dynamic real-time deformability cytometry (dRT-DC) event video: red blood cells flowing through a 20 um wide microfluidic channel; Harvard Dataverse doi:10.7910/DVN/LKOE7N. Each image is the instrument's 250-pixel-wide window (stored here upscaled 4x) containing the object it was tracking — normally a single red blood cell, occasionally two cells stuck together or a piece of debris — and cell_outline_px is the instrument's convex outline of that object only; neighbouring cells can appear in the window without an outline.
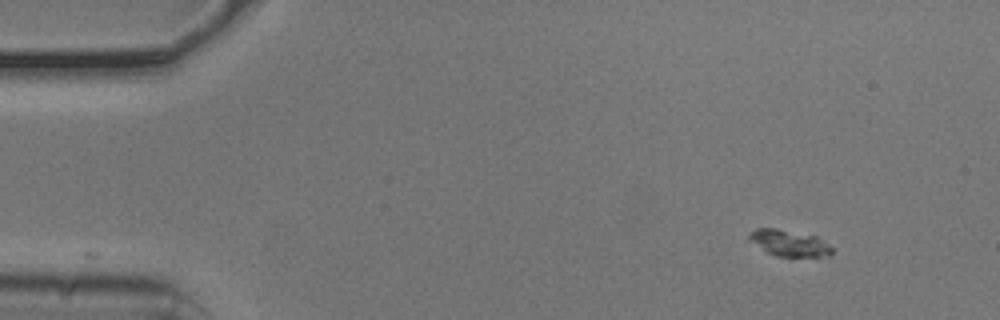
{"species": "common noctule bat (a hibernating species)", "species_latin": "Nyctalus noctula", "temperature_condition": "cold", "stored_images_in_passage": 34, "camera_frame_rate_fps": 3000, "um_per_image_px": 0.085, "animal": {"sex": "male", "body_mass_g": 20.5, "forearm_length_mm": 52.5}, "frame": {"image": 1, "passage_image": 1, "time_ms": 0.0, "image_size_px": [1000, 320], "cell_outline_px": [[832, 256], [776, 256], [768, 252], [748, 240], [748, 236], [756, 228], [776, 228], [816, 236], [832, 248]], "centroid_in_image_um": [67.07, 20.66], "position_along_channel_um": 17.9, "area_um2": 12.43}}
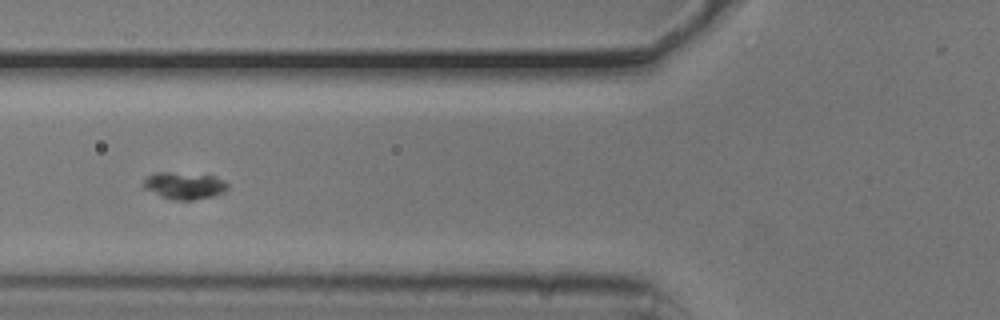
{"frame": {"image": 2, "passage_image": 16, "time_ms": 5.0, "image_size_px": [1000, 320], "cell_outline_px": [[228, 188], [224, 192], [216, 196], [192, 200], [172, 200], [160, 196], [144, 188], [144, 180], [148, 176], [156, 172], [168, 172], [216, 176], [224, 180], [228, 184]], "centroid_in_image_um": [15.7, 15.79], "position_along_channel_um": 110.1, "area_um2": 13.29}}
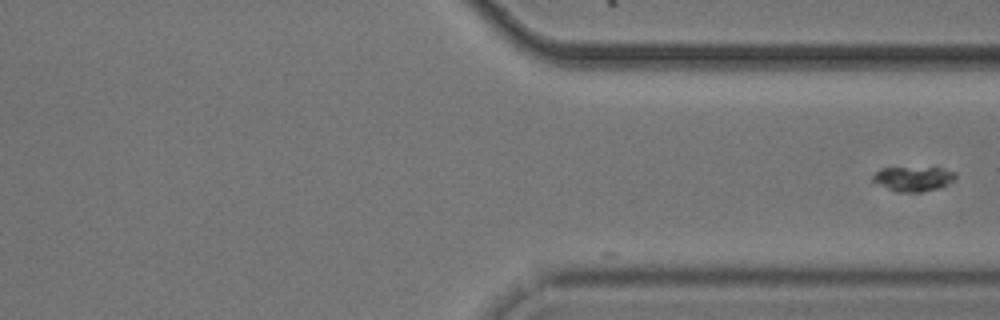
{"frame": {"image": 3, "passage_image": 34, "time_ms": 11.0, "image_size_px": [1000, 320], "cell_outline_px": [[956, 180], [940, 188], [920, 192], [896, 192], [872, 180], [872, 176], [880, 168], [944, 168], [956, 172]], "centroid_in_image_um": [77.69, 15.2], "position_along_channel_um": 333.7, "area_um2": 11.91}}